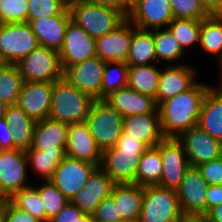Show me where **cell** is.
<instances>
[{"label": "cell", "instance_id": "cell-52", "mask_svg": "<svg viewBox=\"0 0 222 222\" xmlns=\"http://www.w3.org/2000/svg\"><path fill=\"white\" fill-rule=\"evenodd\" d=\"M209 222H222V203L213 207L208 213Z\"/></svg>", "mask_w": 222, "mask_h": 222}, {"label": "cell", "instance_id": "cell-11", "mask_svg": "<svg viewBox=\"0 0 222 222\" xmlns=\"http://www.w3.org/2000/svg\"><path fill=\"white\" fill-rule=\"evenodd\" d=\"M184 147L190 166H196L222 157V142L214 139L198 125L177 138Z\"/></svg>", "mask_w": 222, "mask_h": 222}, {"label": "cell", "instance_id": "cell-5", "mask_svg": "<svg viewBox=\"0 0 222 222\" xmlns=\"http://www.w3.org/2000/svg\"><path fill=\"white\" fill-rule=\"evenodd\" d=\"M182 214L176 190L144 186L139 222H178Z\"/></svg>", "mask_w": 222, "mask_h": 222}, {"label": "cell", "instance_id": "cell-29", "mask_svg": "<svg viewBox=\"0 0 222 222\" xmlns=\"http://www.w3.org/2000/svg\"><path fill=\"white\" fill-rule=\"evenodd\" d=\"M154 46L153 29L136 28L132 33L130 51L125 63L128 66L154 64L157 61Z\"/></svg>", "mask_w": 222, "mask_h": 222}, {"label": "cell", "instance_id": "cell-45", "mask_svg": "<svg viewBox=\"0 0 222 222\" xmlns=\"http://www.w3.org/2000/svg\"><path fill=\"white\" fill-rule=\"evenodd\" d=\"M84 213L71 201L55 215L49 222H79Z\"/></svg>", "mask_w": 222, "mask_h": 222}, {"label": "cell", "instance_id": "cell-16", "mask_svg": "<svg viewBox=\"0 0 222 222\" xmlns=\"http://www.w3.org/2000/svg\"><path fill=\"white\" fill-rule=\"evenodd\" d=\"M207 183L196 166H190L176 189L183 213L206 214Z\"/></svg>", "mask_w": 222, "mask_h": 222}, {"label": "cell", "instance_id": "cell-36", "mask_svg": "<svg viewBox=\"0 0 222 222\" xmlns=\"http://www.w3.org/2000/svg\"><path fill=\"white\" fill-rule=\"evenodd\" d=\"M18 209L28 212L41 222H46L44 205L36 186H28L17 191L8 199Z\"/></svg>", "mask_w": 222, "mask_h": 222}, {"label": "cell", "instance_id": "cell-19", "mask_svg": "<svg viewBox=\"0 0 222 222\" xmlns=\"http://www.w3.org/2000/svg\"><path fill=\"white\" fill-rule=\"evenodd\" d=\"M53 82L24 81L17 104L35 121L49 117Z\"/></svg>", "mask_w": 222, "mask_h": 222}, {"label": "cell", "instance_id": "cell-46", "mask_svg": "<svg viewBox=\"0 0 222 222\" xmlns=\"http://www.w3.org/2000/svg\"><path fill=\"white\" fill-rule=\"evenodd\" d=\"M5 222H41L28 212L18 209L7 199Z\"/></svg>", "mask_w": 222, "mask_h": 222}, {"label": "cell", "instance_id": "cell-40", "mask_svg": "<svg viewBox=\"0 0 222 222\" xmlns=\"http://www.w3.org/2000/svg\"><path fill=\"white\" fill-rule=\"evenodd\" d=\"M68 4L69 0H28L27 22L41 17L59 15L68 7Z\"/></svg>", "mask_w": 222, "mask_h": 222}, {"label": "cell", "instance_id": "cell-17", "mask_svg": "<svg viewBox=\"0 0 222 222\" xmlns=\"http://www.w3.org/2000/svg\"><path fill=\"white\" fill-rule=\"evenodd\" d=\"M63 70L68 66L96 56L95 38L70 21L66 27L64 43L59 50Z\"/></svg>", "mask_w": 222, "mask_h": 222}, {"label": "cell", "instance_id": "cell-54", "mask_svg": "<svg viewBox=\"0 0 222 222\" xmlns=\"http://www.w3.org/2000/svg\"><path fill=\"white\" fill-rule=\"evenodd\" d=\"M7 199L0 198V222H5Z\"/></svg>", "mask_w": 222, "mask_h": 222}, {"label": "cell", "instance_id": "cell-42", "mask_svg": "<svg viewBox=\"0 0 222 222\" xmlns=\"http://www.w3.org/2000/svg\"><path fill=\"white\" fill-rule=\"evenodd\" d=\"M170 4L177 19L203 20L210 15L198 0H170Z\"/></svg>", "mask_w": 222, "mask_h": 222}, {"label": "cell", "instance_id": "cell-27", "mask_svg": "<svg viewBox=\"0 0 222 222\" xmlns=\"http://www.w3.org/2000/svg\"><path fill=\"white\" fill-rule=\"evenodd\" d=\"M197 125L222 142V90L210 88L207 91Z\"/></svg>", "mask_w": 222, "mask_h": 222}, {"label": "cell", "instance_id": "cell-6", "mask_svg": "<svg viewBox=\"0 0 222 222\" xmlns=\"http://www.w3.org/2000/svg\"><path fill=\"white\" fill-rule=\"evenodd\" d=\"M24 81L55 82L64 77L59 51L38 45L16 63Z\"/></svg>", "mask_w": 222, "mask_h": 222}, {"label": "cell", "instance_id": "cell-50", "mask_svg": "<svg viewBox=\"0 0 222 222\" xmlns=\"http://www.w3.org/2000/svg\"><path fill=\"white\" fill-rule=\"evenodd\" d=\"M81 1L94 5H102L115 8L121 10L126 16H128L131 8V2L129 0H81Z\"/></svg>", "mask_w": 222, "mask_h": 222}, {"label": "cell", "instance_id": "cell-51", "mask_svg": "<svg viewBox=\"0 0 222 222\" xmlns=\"http://www.w3.org/2000/svg\"><path fill=\"white\" fill-rule=\"evenodd\" d=\"M178 222H209V219L204 213H183Z\"/></svg>", "mask_w": 222, "mask_h": 222}, {"label": "cell", "instance_id": "cell-32", "mask_svg": "<svg viewBox=\"0 0 222 222\" xmlns=\"http://www.w3.org/2000/svg\"><path fill=\"white\" fill-rule=\"evenodd\" d=\"M199 46L214 57L222 54V13L210 14L201 20Z\"/></svg>", "mask_w": 222, "mask_h": 222}, {"label": "cell", "instance_id": "cell-41", "mask_svg": "<svg viewBox=\"0 0 222 222\" xmlns=\"http://www.w3.org/2000/svg\"><path fill=\"white\" fill-rule=\"evenodd\" d=\"M28 0H0V23L27 22Z\"/></svg>", "mask_w": 222, "mask_h": 222}, {"label": "cell", "instance_id": "cell-44", "mask_svg": "<svg viewBox=\"0 0 222 222\" xmlns=\"http://www.w3.org/2000/svg\"><path fill=\"white\" fill-rule=\"evenodd\" d=\"M207 185H222V157L198 166Z\"/></svg>", "mask_w": 222, "mask_h": 222}, {"label": "cell", "instance_id": "cell-58", "mask_svg": "<svg viewBox=\"0 0 222 222\" xmlns=\"http://www.w3.org/2000/svg\"><path fill=\"white\" fill-rule=\"evenodd\" d=\"M79 222H94L93 217L91 215L84 214L80 219Z\"/></svg>", "mask_w": 222, "mask_h": 222}, {"label": "cell", "instance_id": "cell-28", "mask_svg": "<svg viewBox=\"0 0 222 222\" xmlns=\"http://www.w3.org/2000/svg\"><path fill=\"white\" fill-rule=\"evenodd\" d=\"M4 119L14 135V147L28 150L32 146L36 121L29 117L18 104L7 106Z\"/></svg>", "mask_w": 222, "mask_h": 222}, {"label": "cell", "instance_id": "cell-26", "mask_svg": "<svg viewBox=\"0 0 222 222\" xmlns=\"http://www.w3.org/2000/svg\"><path fill=\"white\" fill-rule=\"evenodd\" d=\"M144 186L134 183L115 184L111 197L118 205L122 222L139 221L143 201Z\"/></svg>", "mask_w": 222, "mask_h": 222}, {"label": "cell", "instance_id": "cell-10", "mask_svg": "<svg viewBox=\"0 0 222 222\" xmlns=\"http://www.w3.org/2000/svg\"><path fill=\"white\" fill-rule=\"evenodd\" d=\"M163 172L159 186L176 190L190 167L183 144L177 138H164L160 142Z\"/></svg>", "mask_w": 222, "mask_h": 222}, {"label": "cell", "instance_id": "cell-49", "mask_svg": "<svg viewBox=\"0 0 222 222\" xmlns=\"http://www.w3.org/2000/svg\"><path fill=\"white\" fill-rule=\"evenodd\" d=\"M222 203V185H208L206 197V214Z\"/></svg>", "mask_w": 222, "mask_h": 222}, {"label": "cell", "instance_id": "cell-15", "mask_svg": "<svg viewBox=\"0 0 222 222\" xmlns=\"http://www.w3.org/2000/svg\"><path fill=\"white\" fill-rule=\"evenodd\" d=\"M145 151H119L111 147L102 152L100 167L116 184L134 183L141 155Z\"/></svg>", "mask_w": 222, "mask_h": 222}, {"label": "cell", "instance_id": "cell-56", "mask_svg": "<svg viewBox=\"0 0 222 222\" xmlns=\"http://www.w3.org/2000/svg\"><path fill=\"white\" fill-rule=\"evenodd\" d=\"M8 104H6L4 101L0 100V118H3L5 113H6V109H7Z\"/></svg>", "mask_w": 222, "mask_h": 222}, {"label": "cell", "instance_id": "cell-47", "mask_svg": "<svg viewBox=\"0 0 222 222\" xmlns=\"http://www.w3.org/2000/svg\"><path fill=\"white\" fill-rule=\"evenodd\" d=\"M119 151H146L148 147L140 140L128 138L124 133L118 139L115 146Z\"/></svg>", "mask_w": 222, "mask_h": 222}, {"label": "cell", "instance_id": "cell-2", "mask_svg": "<svg viewBox=\"0 0 222 222\" xmlns=\"http://www.w3.org/2000/svg\"><path fill=\"white\" fill-rule=\"evenodd\" d=\"M94 101L63 77L53 82L49 118L66 124L84 122Z\"/></svg>", "mask_w": 222, "mask_h": 222}, {"label": "cell", "instance_id": "cell-38", "mask_svg": "<svg viewBox=\"0 0 222 222\" xmlns=\"http://www.w3.org/2000/svg\"><path fill=\"white\" fill-rule=\"evenodd\" d=\"M167 28L184 51L193 44H199L201 20L174 18Z\"/></svg>", "mask_w": 222, "mask_h": 222}, {"label": "cell", "instance_id": "cell-8", "mask_svg": "<svg viewBox=\"0 0 222 222\" xmlns=\"http://www.w3.org/2000/svg\"><path fill=\"white\" fill-rule=\"evenodd\" d=\"M28 164L24 150L0 152V198L9 199L22 188L28 187Z\"/></svg>", "mask_w": 222, "mask_h": 222}, {"label": "cell", "instance_id": "cell-13", "mask_svg": "<svg viewBox=\"0 0 222 222\" xmlns=\"http://www.w3.org/2000/svg\"><path fill=\"white\" fill-rule=\"evenodd\" d=\"M105 62L95 56L68 66L64 70V78L83 93L94 100H101V85Z\"/></svg>", "mask_w": 222, "mask_h": 222}, {"label": "cell", "instance_id": "cell-24", "mask_svg": "<svg viewBox=\"0 0 222 222\" xmlns=\"http://www.w3.org/2000/svg\"><path fill=\"white\" fill-rule=\"evenodd\" d=\"M123 133L128 138L142 141L148 148L157 146L164 138L159 113L124 117Z\"/></svg>", "mask_w": 222, "mask_h": 222}, {"label": "cell", "instance_id": "cell-12", "mask_svg": "<svg viewBox=\"0 0 222 222\" xmlns=\"http://www.w3.org/2000/svg\"><path fill=\"white\" fill-rule=\"evenodd\" d=\"M127 19L138 29L168 26L174 19L170 0H134Z\"/></svg>", "mask_w": 222, "mask_h": 222}, {"label": "cell", "instance_id": "cell-37", "mask_svg": "<svg viewBox=\"0 0 222 222\" xmlns=\"http://www.w3.org/2000/svg\"><path fill=\"white\" fill-rule=\"evenodd\" d=\"M116 75V76H115ZM128 84V65L125 62H105L101 85V100Z\"/></svg>", "mask_w": 222, "mask_h": 222}, {"label": "cell", "instance_id": "cell-4", "mask_svg": "<svg viewBox=\"0 0 222 222\" xmlns=\"http://www.w3.org/2000/svg\"><path fill=\"white\" fill-rule=\"evenodd\" d=\"M85 122L97 147L102 152L115 147L123 133L124 117L104 99L93 102Z\"/></svg>", "mask_w": 222, "mask_h": 222}, {"label": "cell", "instance_id": "cell-53", "mask_svg": "<svg viewBox=\"0 0 222 222\" xmlns=\"http://www.w3.org/2000/svg\"><path fill=\"white\" fill-rule=\"evenodd\" d=\"M198 1L210 14H215V0H198Z\"/></svg>", "mask_w": 222, "mask_h": 222}, {"label": "cell", "instance_id": "cell-9", "mask_svg": "<svg viewBox=\"0 0 222 222\" xmlns=\"http://www.w3.org/2000/svg\"><path fill=\"white\" fill-rule=\"evenodd\" d=\"M96 168L90 162L65 156L49 181L70 201L85 186Z\"/></svg>", "mask_w": 222, "mask_h": 222}, {"label": "cell", "instance_id": "cell-35", "mask_svg": "<svg viewBox=\"0 0 222 222\" xmlns=\"http://www.w3.org/2000/svg\"><path fill=\"white\" fill-rule=\"evenodd\" d=\"M164 28V29H163ZM153 29V39L155 42L156 59L162 61L179 62L184 56V50L179 45L171 31L166 27Z\"/></svg>", "mask_w": 222, "mask_h": 222}, {"label": "cell", "instance_id": "cell-48", "mask_svg": "<svg viewBox=\"0 0 222 222\" xmlns=\"http://www.w3.org/2000/svg\"><path fill=\"white\" fill-rule=\"evenodd\" d=\"M12 149H16L14 147V135L3 117L0 118V152Z\"/></svg>", "mask_w": 222, "mask_h": 222}, {"label": "cell", "instance_id": "cell-57", "mask_svg": "<svg viewBox=\"0 0 222 222\" xmlns=\"http://www.w3.org/2000/svg\"><path fill=\"white\" fill-rule=\"evenodd\" d=\"M222 13V0H215V14Z\"/></svg>", "mask_w": 222, "mask_h": 222}, {"label": "cell", "instance_id": "cell-21", "mask_svg": "<svg viewBox=\"0 0 222 222\" xmlns=\"http://www.w3.org/2000/svg\"><path fill=\"white\" fill-rule=\"evenodd\" d=\"M196 72L185 64H170L161 69L158 90L155 95L157 105L161 102L190 89L196 83Z\"/></svg>", "mask_w": 222, "mask_h": 222}, {"label": "cell", "instance_id": "cell-33", "mask_svg": "<svg viewBox=\"0 0 222 222\" xmlns=\"http://www.w3.org/2000/svg\"><path fill=\"white\" fill-rule=\"evenodd\" d=\"M27 164L30 168L42 176L43 181L50 180L59 163L66 156L65 151L35 150L31 147L25 151Z\"/></svg>", "mask_w": 222, "mask_h": 222}, {"label": "cell", "instance_id": "cell-22", "mask_svg": "<svg viewBox=\"0 0 222 222\" xmlns=\"http://www.w3.org/2000/svg\"><path fill=\"white\" fill-rule=\"evenodd\" d=\"M70 21L71 14L67 7L59 15L32 19L28 23L40 46L59 51L63 46L66 27Z\"/></svg>", "mask_w": 222, "mask_h": 222}, {"label": "cell", "instance_id": "cell-43", "mask_svg": "<svg viewBox=\"0 0 222 222\" xmlns=\"http://www.w3.org/2000/svg\"><path fill=\"white\" fill-rule=\"evenodd\" d=\"M92 217L94 222H122L118 205L111 196L100 202Z\"/></svg>", "mask_w": 222, "mask_h": 222}, {"label": "cell", "instance_id": "cell-25", "mask_svg": "<svg viewBox=\"0 0 222 222\" xmlns=\"http://www.w3.org/2000/svg\"><path fill=\"white\" fill-rule=\"evenodd\" d=\"M68 124L45 118L36 121L32 149L65 151L67 145Z\"/></svg>", "mask_w": 222, "mask_h": 222}, {"label": "cell", "instance_id": "cell-18", "mask_svg": "<svg viewBox=\"0 0 222 222\" xmlns=\"http://www.w3.org/2000/svg\"><path fill=\"white\" fill-rule=\"evenodd\" d=\"M115 184L101 167H97L70 201L84 214L92 216L100 202L111 196Z\"/></svg>", "mask_w": 222, "mask_h": 222}, {"label": "cell", "instance_id": "cell-3", "mask_svg": "<svg viewBox=\"0 0 222 222\" xmlns=\"http://www.w3.org/2000/svg\"><path fill=\"white\" fill-rule=\"evenodd\" d=\"M68 8L71 21L93 38L115 30L127 19L121 10L81 0H69Z\"/></svg>", "mask_w": 222, "mask_h": 222}, {"label": "cell", "instance_id": "cell-30", "mask_svg": "<svg viewBox=\"0 0 222 222\" xmlns=\"http://www.w3.org/2000/svg\"><path fill=\"white\" fill-rule=\"evenodd\" d=\"M161 69L156 63L151 65L128 66L127 86L137 92L155 98Z\"/></svg>", "mask_w": 222, "mask_h": 222}, {"label": "cell", "instance_id": "cell-20", "mask_svg": "<svg viewBox=\"0 0 222 222\" xmlns=\"http://www.w3.org/2000/svg\"><path fill=\"white\" fill-rule=\"evenodd\" d=\"M65 154L70 158L90 162L100 167L102 151L97 147L85 121L68 124Z\"/></svg>", "mask_w": 222, "mask_h": 222}, {"label": "cell", "instance_id": "cell-7", "mask_svg": "<svg viewBox=\"0 0 222 222\" xmlns=\"http://www.w3.org/2000/svg\"><path fill=\"white\" fill-rule=\"evenodd\" d=\"M38 45L28 22L0 23V60L3 63L16 64Z\"/></svg>", "mask_w": 222, "mask_h": 222}, {"label": "cell", "instance_id": "cell-14", "mask_svg": "<svg viewBox=\"0 0 222 222\" xmlns=\"http://www.w3.org/2000/svg\"><path fill=\"white\" fill-rule=\"evenodd\" d=\"M136 27L126 19L115 30L95 38V53L104 62H126Z\"/></svg>", "mask_w": 222, "mask_h": 222}, {"label": "cell", "instance_id": "cell-23", "mask_svg": "<svg viewBox=\"0 0 222 222\" xmlns=\"http://www.w3.org/2000/svg\"><path fill=\"white\" fill-rule=\"evenodd\" d=\"M104 100L123 117L159 113L154 97L141 94L128 86L111 92Z\"/></svg>", "mask_w": 222, "mask_h": 222}, {"label": "cell", "instance_id": "cell-34", "mask_svg": "<svg viewBox=\"0 0 222 222\" xmlns=\"http://www.w3.org/2000/svg\"><path fill=\"white\" fill-rule=\"evenodd\" d=\"M24 79L16 64L0 66V100L6 104H17Z\"/></svg>", "mask_w": 222, "mask_h": 222}, {"label": "cell", "instance_id": "cell-55", "mask_svg": "<svg viewBox=\"0 0 222 222\" xmlns=\"http://www.w3.org/2000/svg\"><path fill=\"white\" fill-rule=\"evenodd\" d=\"M217 62H219V64H220V68L219 69H221V71H220V84L217 86V87H212V86H210L211 88H213V89H215V90H222V54L217 58Z\"/></svg>", "mask_w": 222, "mask_h": 222}, {"label": "cell", "instance_id": "cell-39", "mask_svg": "<svg viewBox=\"0 0 222 222\" xmlns=\"http://www.w3.org/2000/svg\"><path fill=\"white\" fill-rule=\"evenodd\" d=\"M43 185L37 187V191L44 205L46 222H49L69 202L59 189L49 180L42 181Z\"/></svg>", "mask_w": 222, "mask_h": 222}, {"label": "cell", "instance_id": "cell-1", "mask_svg": "<svg viewBox=\"0 0 222 222\" xmlns=\"http://www.w3.org/2000/svg\"><path fill=\"white\" fill-rule=\"evenodd\" d=\"M210 88L205 83L196 82L190 89L158 105L165 138H178L186 130L197 126L205 95Z\"/></svg>", "mask_w": 222, "mask_h": 222}, {"label": "cell", "instance_id": "cell-31", "mask_svg": "<svg viewBox=\"0 0 222 222\" xmlns=\"http://www.w3.org/2000/svg\"><path fill=\"white\" fill-rule=\"evenodd\" d=\"M163 166L160 154V143L149 147L140 157L136 184L140 186L157 185L162 177Z\"/></svg>", "mask_w": 222, "mask_h": 222}]
</instances>
